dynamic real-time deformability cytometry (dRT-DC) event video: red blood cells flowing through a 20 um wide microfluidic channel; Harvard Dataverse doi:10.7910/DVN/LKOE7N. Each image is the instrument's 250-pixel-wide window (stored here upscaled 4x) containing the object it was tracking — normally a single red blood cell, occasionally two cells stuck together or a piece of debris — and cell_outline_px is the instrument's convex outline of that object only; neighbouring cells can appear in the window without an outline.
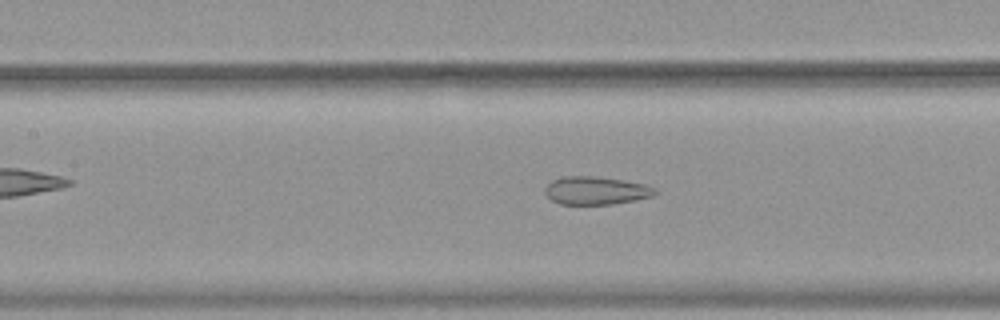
{"species": "common noctule bat (a hibernating species)", "species_latin": "Nyctalus noctula", "temperature_condition": "warm", "stored_images_in_passage": 39, "camera_frame_rate_fps": 3000, "um_per_image_px": 0.085, "animal": {"sex": "female", "body_mass_g": 19.9}, "frame": {"image": 1, "passage_image": 10, "time_ms": 3.0, "image_size_px": [1000, 320], "cell_outline_px": [[660, 192], [652, 196], [636, 200], [612, 204], [560, 204], [552, 200], [544, 192], [544, 188], [552, 180], [564, 176], [596, 176], [624, 180], [648, 184], [656, 188]], "centroid_in_image_um": [50.7, 16.19], "position_along_channel_um": 156.7, "area_um2": 18.21}}
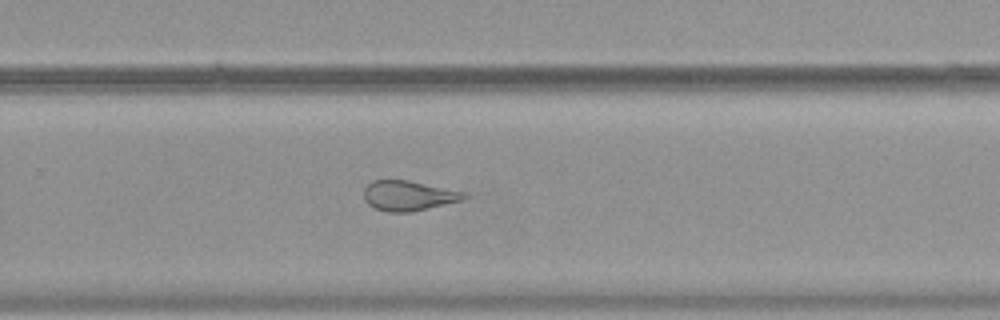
{"frame": {"image": 2, "passage_image": 21, "time_ms": 6.667, "image_size_px": [1000, 320], "cell_outline_px": [[468, 196], [460, 200], [412, 212], [388, 212], [372, 208], [364, 200], [364, 188], [372, 180], [408, 180], [464, 192]], "centroid_in_image_um": [34.65, 16.63], "position_along_channel_um": 295.2, "area_um2": 17.4}}
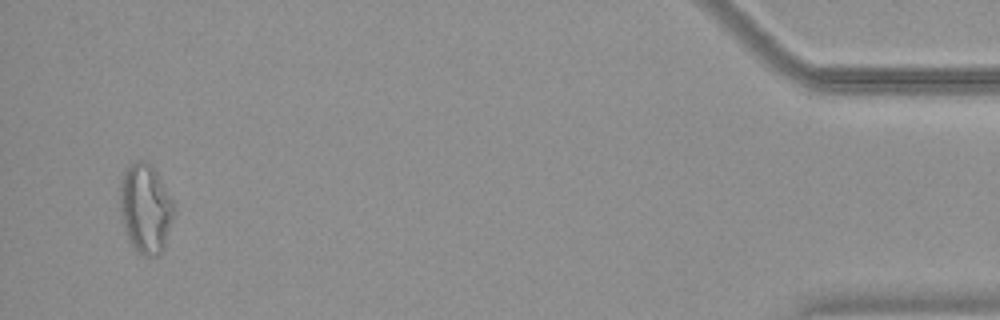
{"frame": {"image": 3, "passage_image": 37, "time_ms": 12.0, "image_size_px": [1000, 320], "cell_outline_px": [[176, 208], [164, 248], [156, 256], [144, 256], [136, 252], [128, 236], [120, 212], [120, 180], [128, 164], [136, 160], [144, 160], [152, 164], [172, 200]], "centroid_in_image_um": [12.37, 17.69], "position_along_channel_um": 422.8, "area_um2": 28.15}, "authors_computed_cell_mechanics": {"area_um2": 19.4786, "velocity_mm_per_s": 3.7876, "shape_relaxation_time_tau1_ms": null, "shape_relaxation_time_tau2_ms": 1.5922, "deformation_change_tau1": null, "deformation_change_tau2": 0.0987}}